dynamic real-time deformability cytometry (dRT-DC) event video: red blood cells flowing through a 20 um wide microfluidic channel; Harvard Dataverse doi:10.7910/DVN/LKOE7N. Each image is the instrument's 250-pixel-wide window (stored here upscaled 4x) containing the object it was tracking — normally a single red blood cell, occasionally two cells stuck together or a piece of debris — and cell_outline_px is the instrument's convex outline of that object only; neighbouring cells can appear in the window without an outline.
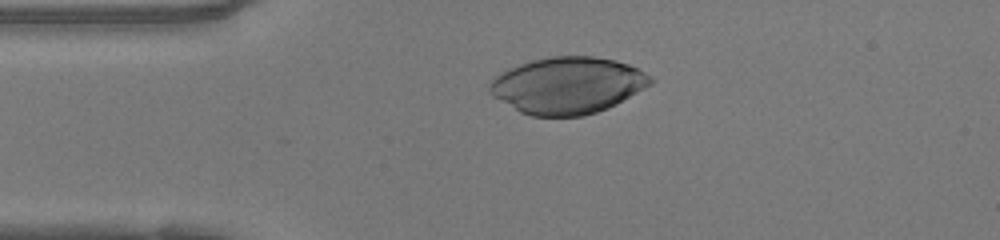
{"species": "human", "species_latin": "Homo sapiens", "temperature_condition": "warm", "stored_images_in_passage": 29, "camera_frame_rate_fps": 3000, "um_per_image_px": 0.085, "donor": {"sex": "female"}, "frame": {"image": 1, "passage_image": 1, "time_ms": 0.0, "image_size_px": [1000, 240], "cell_outline_px": [[656, 80], [652, 84], [608, 108], [584, 116], [532, 116], [520, 112], [492, 96], [488, 88], [488, 84], [496, 76], [508, 68], [532, 60], [552, 56], [592, 56], [616, 60], [628, 64], [652, 76]], "centroid_in_image_um": [48.25, 7.25], "position_along_channel_um": 36.7, "area_um2": 53.12}}
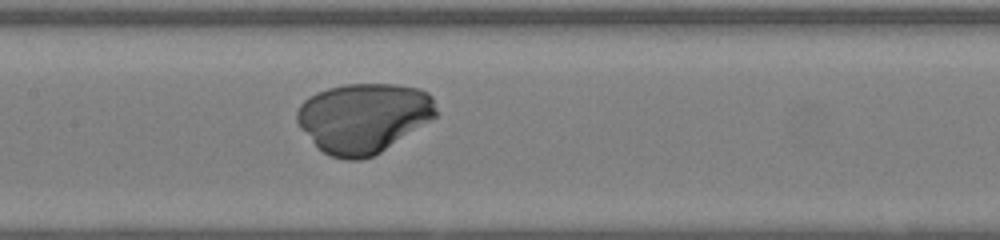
{"frame": {"image": 2, "passage_image": 13, "time_ms": 4.0, "image_size_px": [1000, 240], "cell_outline_px": [[436, 116], [380, 152], [372, 156], [360, 160], [348, 160], [332, 156], [316, 148], [300, 128], [296, 120], [296, 112], [300, 104], [304, 100], [316, 92], [328, 88], [344, 84], [396, 84], [420, 88], [428, 92], [432, 96], [436, 108]], "centroid_in_image_um": [30.86, 10.0], "position_along_channel_um": 176.5, "area_um2": 56.59}}
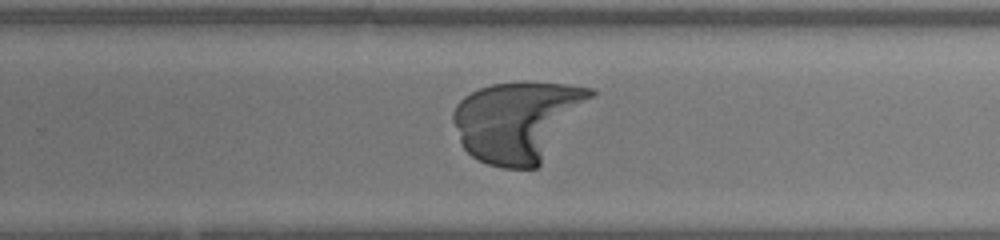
{"frame": {"image": 3, "passage_image": 21, "time_ms": 6.667, "image_size_px": [1000, 240], "cell_outline_px": [[596, 92], [540, 164], [536, 168], [500, 168], [488, 164], [472, 156], [464, 148], [460, 140], [452, 120], [452, 112], [456, 104], [464, 96], [480, 88], [492, 84], [516, 80], [532, 80], [596, 88]], "centroid_in_image_um": [43.99, 10.24], "position_along_channel_um": 285.8, "area_um2": 64.33}}